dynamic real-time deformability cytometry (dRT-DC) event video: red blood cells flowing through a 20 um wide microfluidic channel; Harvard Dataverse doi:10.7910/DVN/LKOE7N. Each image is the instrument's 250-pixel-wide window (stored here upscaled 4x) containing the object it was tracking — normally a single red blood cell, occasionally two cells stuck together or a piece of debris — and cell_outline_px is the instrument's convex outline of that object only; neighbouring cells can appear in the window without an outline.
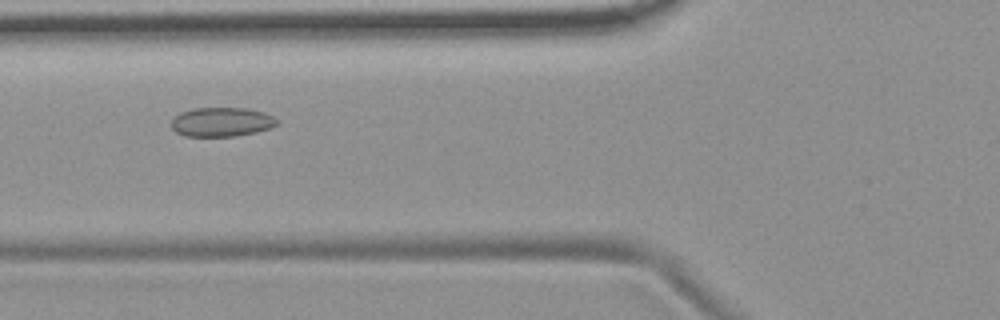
{"species": "common noctule bat (a hibernating species)", "species_latin": "Nyctalus noctula", "temperature_condition": "room temperature", "stored_images_in_passage": 52, "camera_frame_rate_fps": 3000, "um_per_image_px": 0.085, "animal": {"sex": "female", "body_mass_g": 19.9}, "frame": {"image": 1, "passage_image": 18, "time_ms": 5.667, "image_size_px": [1000, 320], "cell_outline_px": [[280, 120], [272, 128], [256, 132], [236, 136], [184, 136], [176, 132], [172, 128], [172, 120], [180, 112], [192, 108], [244, 108], [264, 112]], "centroid_in_image_um": [18.85, 10.37], "position_along_channel_um": 106.9, "area_um2": 18.03}}
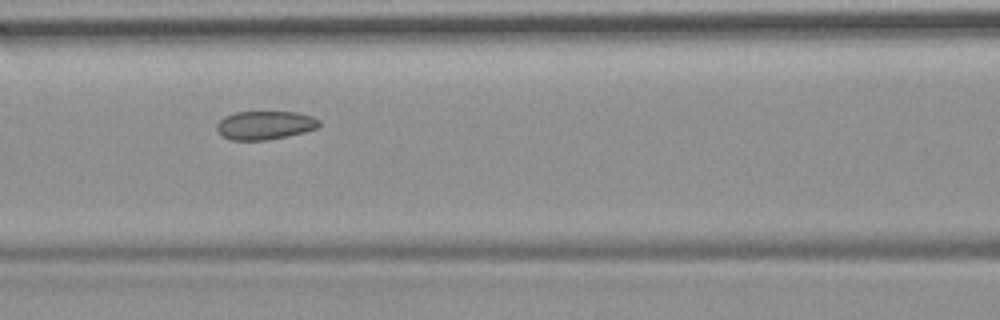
{"frame": {"image": 2, "passage_image": 21, "time_ms": 6.667, "image_size_px": [1000, 320], "cell_outline_px": [[320, 124], [316, 128], [304, 132], [288, 136], [268, 140], [228, 140], [220, 136], [216, 128], [216, 124], [224, 116], [236, 112], [300, 112], [312, 116], [320, 120]], "centroid_in_image_um": [22.49, 10.65], "position_along_channel_um": 144.1, "area_um2": 17.28}}
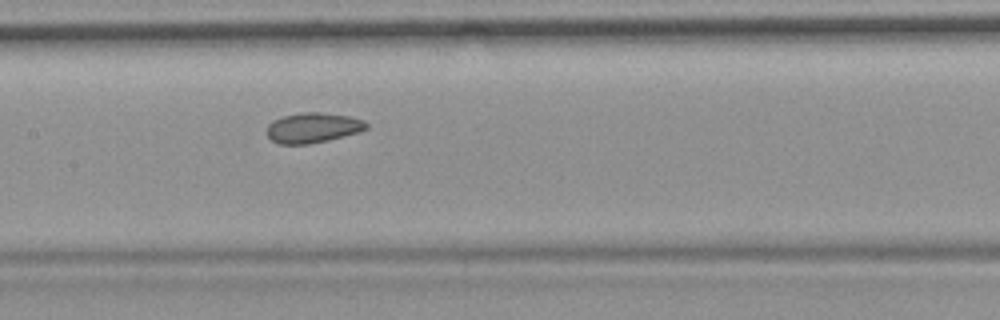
{"frame": {"image": 3, "passage_image": 24, "time_ms": 7.667, "image_size_px": [1000, 320], "cell_outline_px": [[368, 128], [344, 136], [328, 140], [308, 144], [280, 144], [272, 140], [264, 132], [268, 124], [272, 120], [284, 116], [304, 112], [320, 112], [348, 116], [364, 120], [368, 124]], "centroid_in_image_um": [26.55, 10.86], "position_along_channel_um": 180.8, "area_um2": 17.46}, "authors_computed_cell_mechanics": {"area_um2": 18.2648, "velocity_mm_per_s": 3.6891, "shape_relaxation_time_tau1_ms": null, "shape_relaxation_time_tau2_ms": 2.626, "deformation_change_tau1": null, "deformation_change_tau2": 0.0664}}